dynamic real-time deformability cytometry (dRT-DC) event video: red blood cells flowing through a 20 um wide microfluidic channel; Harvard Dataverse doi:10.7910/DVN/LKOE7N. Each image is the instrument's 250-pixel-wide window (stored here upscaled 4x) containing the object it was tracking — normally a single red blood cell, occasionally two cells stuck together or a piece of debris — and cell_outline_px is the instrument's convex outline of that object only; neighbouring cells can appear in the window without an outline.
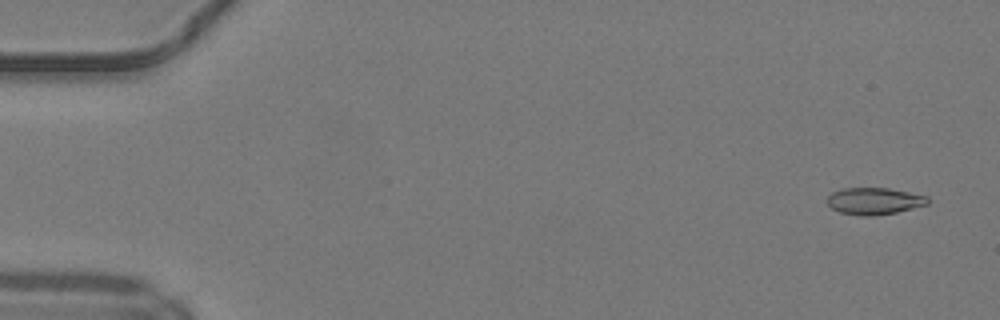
{"species": "common noctule bat (a hibernating species)", "species_latin": "Nyctalus noctula", "temperature_condition": "warm", "stored_images_in_passage": 50, "camera_frame_rate_fps": 3000, "um_per_image_px": 0.085, "animal": {"sex": "male", "body_mass_g": 19.2, "forearm_length_mm": 51.8}, "frame": {"image": 1, "passage_image": 3, "time_ms": 0.667, "image_size_px": [1000, 320], "cell_outline_px": [[928, 204], [896, 212], [872, 216], [860, 216], [840, 212], [832, 208], [828, 204], [828, 196], [832, 192], [844, 188], [888, 188], [928, 196]], "centroid_in_image_um": [74.3, 17.09], "position_along_channel_um": 10.7, "area_um2": 15.61}}
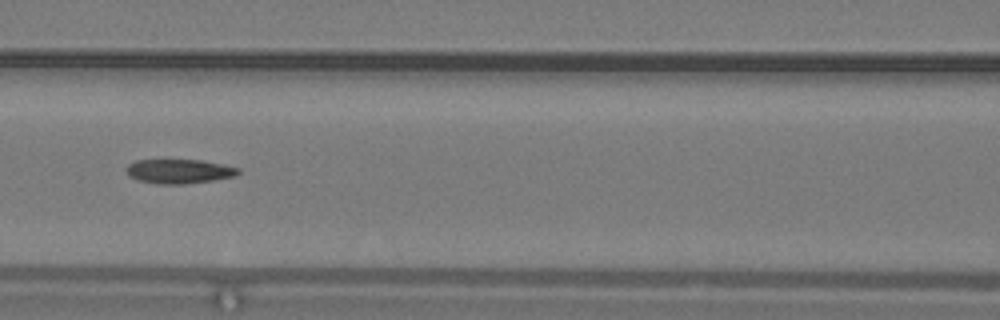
{"frame": {"image": 2, "passage_image": 23, "time_ms": 7.333, "image_size_px": [1000, 320], "cell_outline_px": [[240, 172], [236, 176], [212, 180], [184, 184], [156, 184], [140, 180], [128, 176], [124, 168], [128, 164], [136, 160], [200, 160], [224, 164], [240, 168]], "centroid_in_image_um": [15.22, 14.56], "position_along_channel_um": 151.4, "area_um2": 15.95}}
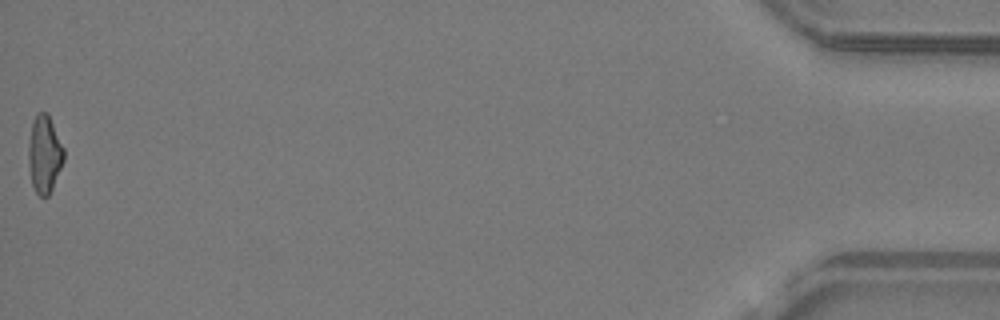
{"frame": {"image": 3, "passage_image": 50, "time_ms": 16.333, "image_size_px": [1000, 320], "cell_outline_px": [[64, 160], [52, 188], [48, 196], [40, 196], [36, 192], [32, 184], [28, 160], [28, 144], [32, 120], [36, 112], [48, 112], [64, 148]], "centroid_in_image_um": [3.77, 13.05], "position_along_channel_um": 431.4, "area_um2": 16.07}, "authors_computed_cell_mechanics": {"area_um2": 16.2129, "velocity_mm_per_s": 4.2342, "shape_relaxation_time_tau1_ms": null, "shape_relaxation_time_tau2_ms": 4.6639, "deformation_change_tau1": null, "deformation_change_tau2": 0.1454}}